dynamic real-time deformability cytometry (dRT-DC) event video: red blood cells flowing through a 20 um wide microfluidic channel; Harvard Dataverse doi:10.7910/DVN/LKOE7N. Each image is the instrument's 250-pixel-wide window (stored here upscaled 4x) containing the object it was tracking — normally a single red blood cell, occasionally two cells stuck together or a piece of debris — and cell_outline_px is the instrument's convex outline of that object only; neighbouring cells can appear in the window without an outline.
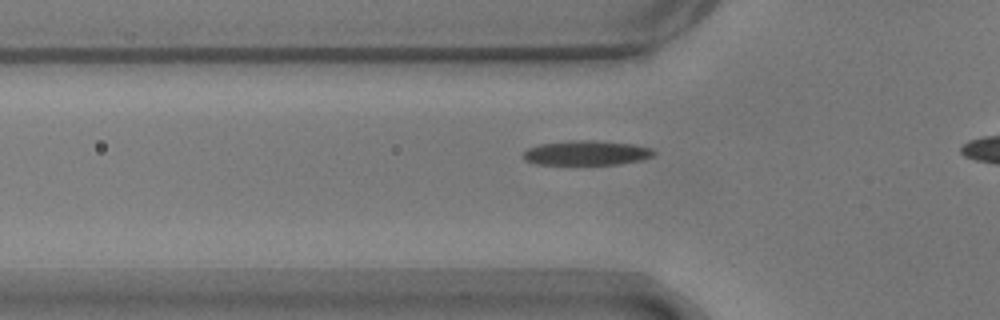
{"species": "common noctule bat (a hibernating species)", "species_latin": "Nyctalus noctula", "temperature_condition": "warm", "stored_images_in_passage": 38, "camera_frame_rate_fps": 3000, "um_per_image_px": 0.085, "animal": {"sex": "male", "body_mass_g": 17.9}, "frame": {"image": 1, "passage_image": 11, "time_ms": 3.333, "image_size_px": [1000, 320], "cell_outline_px": [[656, 152], [652, 156], [644, 160], [620, 164], [536, 164], [524, 160], [524, 152], [528, 148], [540, 144], [568, 140], [596, 140], [636, 144], [652, 148]], "centroid_in_image_um": [49.9, 12.99], "position_along_channel_um": 75.9, "area_um2": 18.96}}
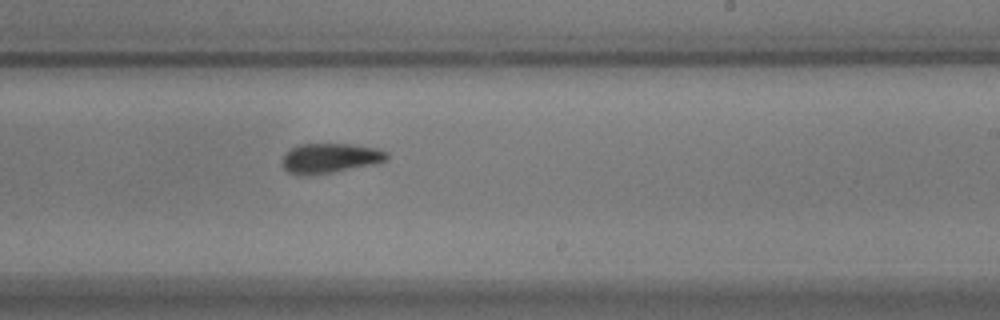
{"frame": {"image": 2, "passage_image": 26, "time_ms": 8.333, "image_size_px": [1000, 320], "cell_outline_px": [[388, 160], [380, 164], [308, 176], [296, 176], [288, 172], [280, 164], [284, 156], [292, 148], [300, 144], [352, 144], [380, 148], [388, 152]], "centroid_in_image_um": [28.1, 13.46], "position_along_channel_um": 260.9, "area_um2": 18.67}}
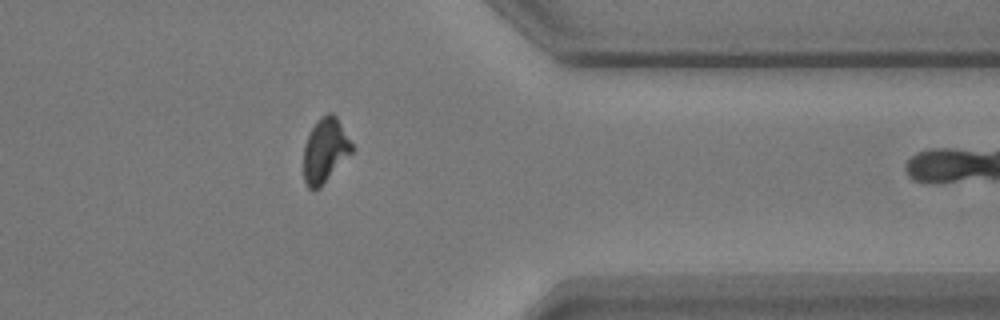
{"frame": {"image": 3, "passage_image": 37, "time_ms": 12.0, "image_size_px": [1000, 320], "cell_outline_px": [[352, 152], [320, 188], [312, 192], [308, 188], [304, 180], [304, 144], [312, 128], [320, 116], [328, 112], [332, 112], [336, 116], [352, 144]], "centroid_in_image_um": [27.61, 12.8], "position_along_channel_um": 383.8, "area_um2": 18.03}}